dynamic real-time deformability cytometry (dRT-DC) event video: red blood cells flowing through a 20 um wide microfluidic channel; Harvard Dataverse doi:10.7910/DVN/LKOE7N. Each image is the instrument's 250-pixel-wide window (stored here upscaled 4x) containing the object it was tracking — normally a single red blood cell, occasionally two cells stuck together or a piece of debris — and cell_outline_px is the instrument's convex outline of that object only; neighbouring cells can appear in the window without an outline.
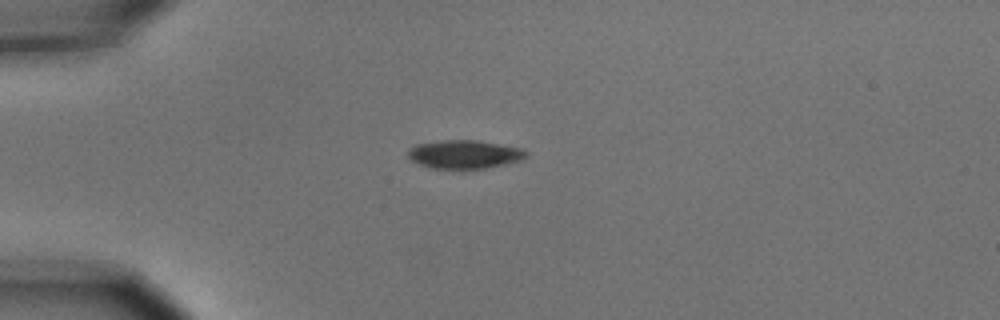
{"species": "common noctule bat (a hibernating species)", "species_latin": "Nyctalus noctula", "temperature_condition": "cold", "stored_images_in_passage": 8, "camera_frame_rate_fps": 3000, "um_per_image_px": 0.085, "animal": {"sex": "male", "body_mass_g": 15.6}, "frame": {"image": 1, "passage_image": 1, "time_ms": 0.0, "image_size_px": [1000, 320], "cell_outline_px": [[528, 156], [520, 160], [488, 168], [428, 168], [412, 160], [408, 156], [408, 148], [416, 144], [444, 140], [476, 140], [520, 148], [528, 152]], "centroid_in_image_um": [39.46, 13.11], "position_along_channel_um": 45.5, "area_um2": 19.42}}
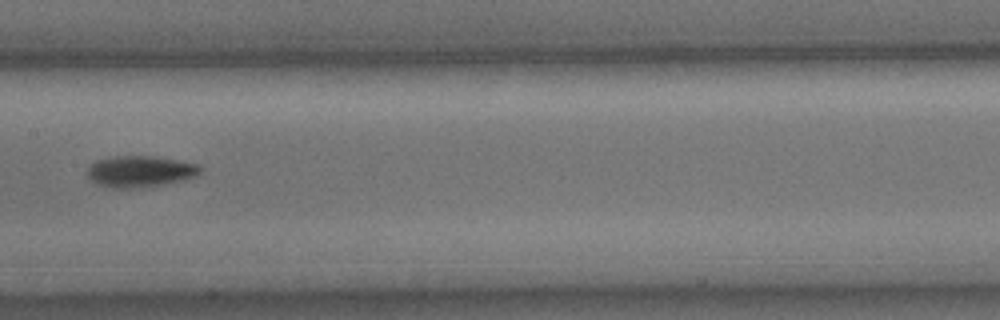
{"frame": {"image": 2, "passage_image": 5, "time_ms": 1.333, "image_size_px": [1000, 320], "cell_outline_px": [[200, 172], [196, 176], [180, 180], [160, 184], [128, 188], [112, 188], [96, 184], [88, 176], [88, 164], [96, 160], [116, 156], [156, 156], [200, 164]], "centroid_in_image_um": [11.88, 14.55], "position_along_channel_um": 195.5, "area_um2": 20.4}}
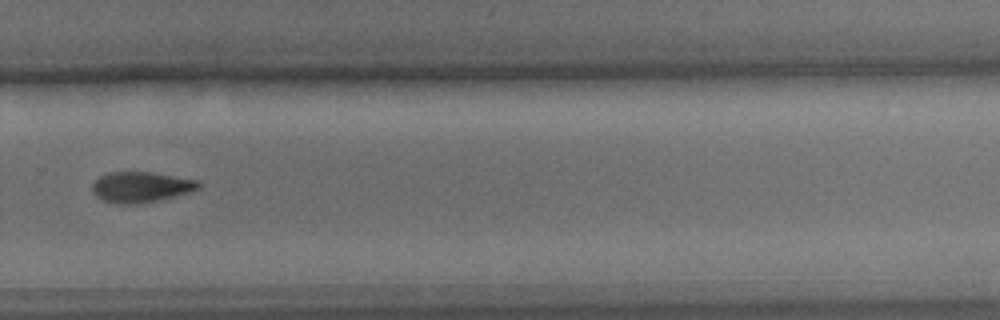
{"frame": {"image": 3, "passage_image": 8, "time_ms": 2.333, "image_size_px": [1000, 320], "cell_outline_px": [[200, 188], [188, 192], [160, 200], [136, 204], [116, 204], [104, 200], [96, 196], [92, 192], [92, 184], [100, 176], [108, 172], [152, 172], [200, 180]], "centroid_in_image_um": [11.98, 15.89], "position_along_channel_um": 317.8, "area_um2": 19.02}}